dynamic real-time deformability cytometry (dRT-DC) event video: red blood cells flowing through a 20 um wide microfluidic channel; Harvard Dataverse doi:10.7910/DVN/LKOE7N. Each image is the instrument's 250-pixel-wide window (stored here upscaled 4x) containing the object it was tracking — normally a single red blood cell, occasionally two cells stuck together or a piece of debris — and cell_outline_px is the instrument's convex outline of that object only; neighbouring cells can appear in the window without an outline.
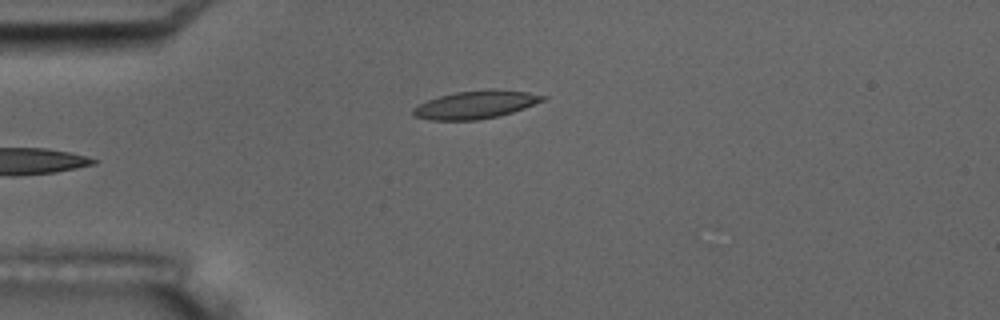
{"species": "common noctule bat (a hibernating species)", "species_latin": "Nyctalus noctula", "temperature_condition": "room temperature", "stored_images_in_passage": 6, "camera_frame_rate_fps": 3000, "um_per_image_px": 0.085, "animal": {"sex": "male", "body_mass_g": 17.5, "forearm_length_mm": 52.3}, "frame": {"image": 1, "passage_image": 6, "time_ms": 6.333, "image_size_px": [1000, 320], "cell_outline_px": [[548, 96], [544, 100], [524, 108], [500, 116], [476, 120], [428, 120], [412, 116], [412, 108], [428, 100], [440, 96], [456, 92], [488, 88], [496, 88], [528, 92]], "centroid_in_image_um": [40.43, 8.89], "position_along_channel_um": 44.6, "area_um2": 21.33}}